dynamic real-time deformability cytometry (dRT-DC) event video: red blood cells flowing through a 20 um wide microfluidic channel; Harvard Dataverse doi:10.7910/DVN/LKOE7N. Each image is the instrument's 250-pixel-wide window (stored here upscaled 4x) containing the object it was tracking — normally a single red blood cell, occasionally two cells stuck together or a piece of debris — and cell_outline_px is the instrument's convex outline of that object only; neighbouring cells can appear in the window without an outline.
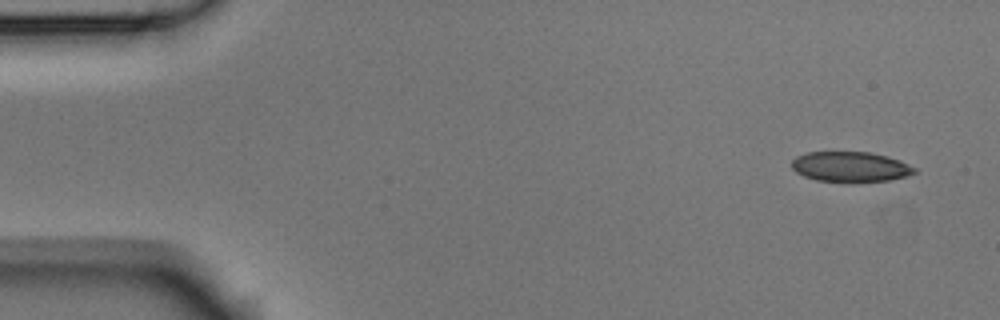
{"species": "Egyptian fruit bat (a non-hibernating species)", "species_latin": "Rousettus aegyptiacus", "temperature_condition": "room temperature", "stored_images_in_passage": 6, "camera_frame_rate_fps": 3000, "um_per_image_px": 0.085, "animal": {"sex": "male"}, "frame": {"image": 1, "passage_image": 1, "time_ms": 0.0, "image_size_px": [1000, 320], "cell_outline_px": [[916, 172], [908, 176], [888, 180], [848, 184], [816, 180], [804, 176], [796, 172], [792, 168], [792, 160], [796, 156], [808, 152], [872, 152], [888, 156], [900, 160], [916, 168]], "centroid_in_image_um": [72.29, 14.2], "position_along_channel_um": 12.7, "area_um2": 22.2}}
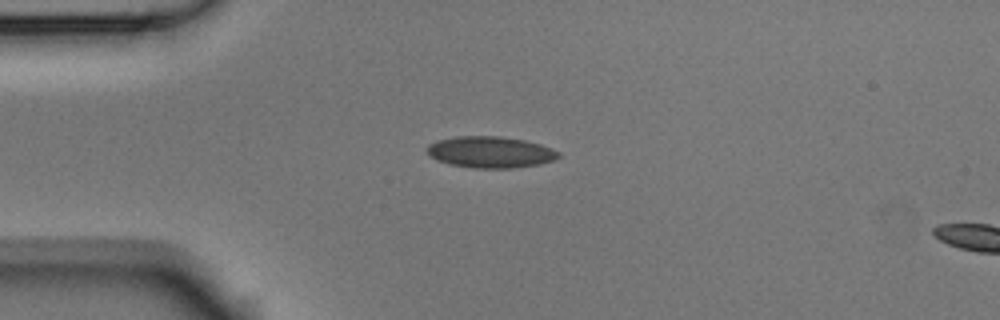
{"frame": {"image": 2, "passage_image": 4, "time_ms": 1.0, "image_size_px": [1000, 320], "cell_outline_px": [[560, 156], [552, 160], [540, 164], [512, 168], [472, 168], [448, 164], [428, 156], [424, 148], [428, 144], [436, 140], [456, 136], [500, 136], [524, 140], [540, 144], [552, 148], [560, 152]], "centroid_in_image_um": [41.63, 12.93], "position_along_channel_um": 43.4, "area_um2": 24.33}}
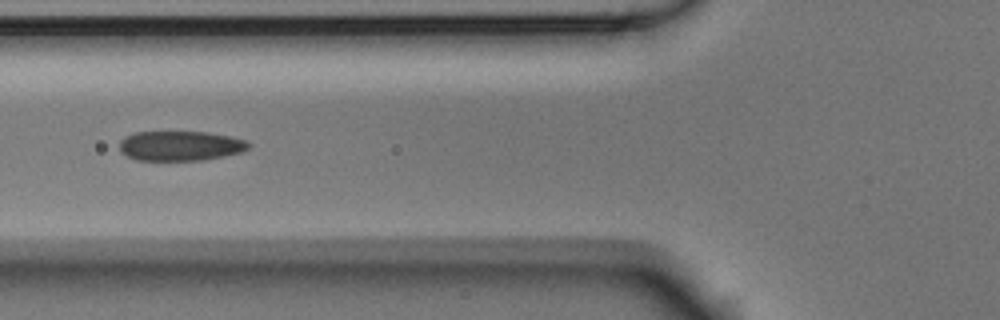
{"frame": {"image": 3, "passage_image": 6, "time_ms": 1.667, "image_size_px": [1000, 320], "cell_outline_px": [[252, 144], [244, 152], [204, 160], [136, 160], [120, 152], [120, 140], [124, 136], [136, 132], [208, 132], [248, 140]], "centroid_in_image_um": [15.36, 12.4], "position_along_channel_um": 110.4, "area_um2": 22.6}}